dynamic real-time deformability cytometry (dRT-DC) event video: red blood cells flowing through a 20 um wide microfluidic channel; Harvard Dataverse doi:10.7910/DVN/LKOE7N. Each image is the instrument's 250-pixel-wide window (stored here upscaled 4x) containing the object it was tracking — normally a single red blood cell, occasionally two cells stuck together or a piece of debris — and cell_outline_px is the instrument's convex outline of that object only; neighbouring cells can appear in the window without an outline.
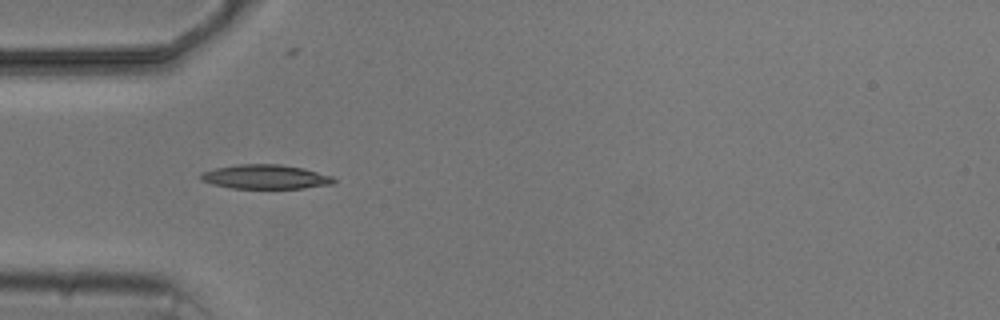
{"species": "common noctule bat (a hibernating species)", "species_latin": "Nyctalus noctula", "temperature_condition": "cold", "stored_images_in_passage": 5, "camera_frame_rate_fps": 3000, "um_per_image_px": 0.085, "animal": {"sex": "male", "body_mass_g": 20.5, "forearm_length_mm": 52.5}, "frame": {"image": 1, "passage_image": 4, "time_ms": 5.0, "image_size_px": [1000, 320], "cell_outline_px": [[336, 184], [304, 188], [232, 188], [212, 184], [200, 180], [200, 176], [204, 172], [216, 168], [236, 164], [280, 164], [304, 168], [332, 176], [336, 180]], "centroid_in_image_um": [22.61, 15.03], "position_along_channel_um": 62.4, "area_um2": 18.84}}
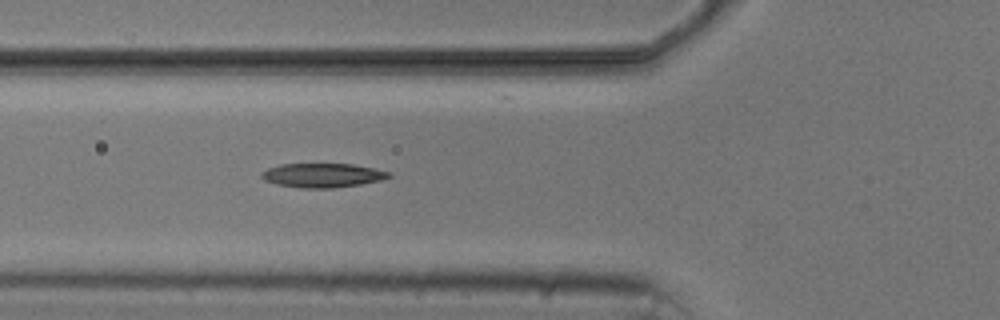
{"frame": {"image": 2, "passage_image": 5, "time_ms": 6.0, "image_size_px": [1000, 320], "cell_outline_px": [[392, 176], [380, 180], [360, 184], [332, 188], [300, 188], [276, 184], [264, 180], [260, 176], [260, 172], [268, 168], [280, 164], [352, 164], [392, 172]], "centroid_in_image_um": [27.38, 14.9], "position_along_channel_um": 98.4, "area_um2": 17.92}}